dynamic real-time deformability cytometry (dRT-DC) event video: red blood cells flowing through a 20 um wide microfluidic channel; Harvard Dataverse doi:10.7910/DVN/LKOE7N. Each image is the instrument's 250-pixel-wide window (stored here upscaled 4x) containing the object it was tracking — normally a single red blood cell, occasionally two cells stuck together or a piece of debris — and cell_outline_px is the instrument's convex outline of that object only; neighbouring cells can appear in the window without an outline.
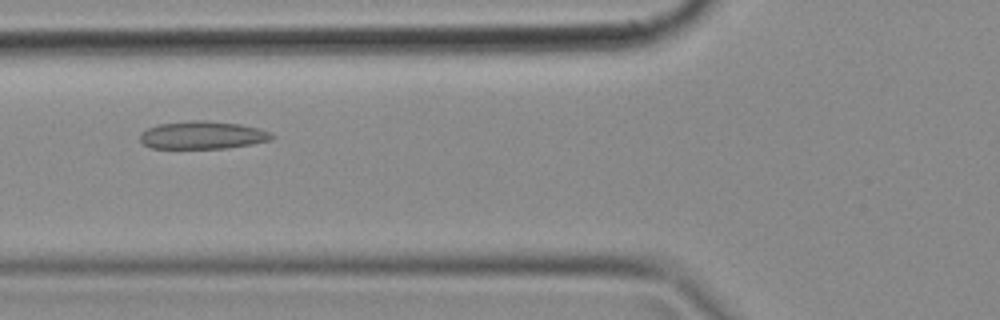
{"species": "common noctule bat (a hibernating species)", "species_latin": "Nyctalus noctula", "temperature_condition": "cold", "stored_images_in_passage": 47, "camera_frame_rate_fps": 3000, "um_per_image_px": 0.085, "animal": {"sex": "female", "body_mass_g": 18.4}, "frame": {"image": 1, "passage_image": 16, "time_ms": 5.0, "image_size_px": [1000, 320], "cell_outline_px": [[276, 136], [272, 140], [252, 144], [224, 148], [152, 148], [144, 144], [140, 140], [140, 132], [148, 128], [160, 124], [192, 120], [204, 120], [240, 124], [260, 128], [272, 132]], "centroid_in_image_um": [17.27, 11.48], "position_along_channel_um": 108.5, "area_um2": 21.44}}
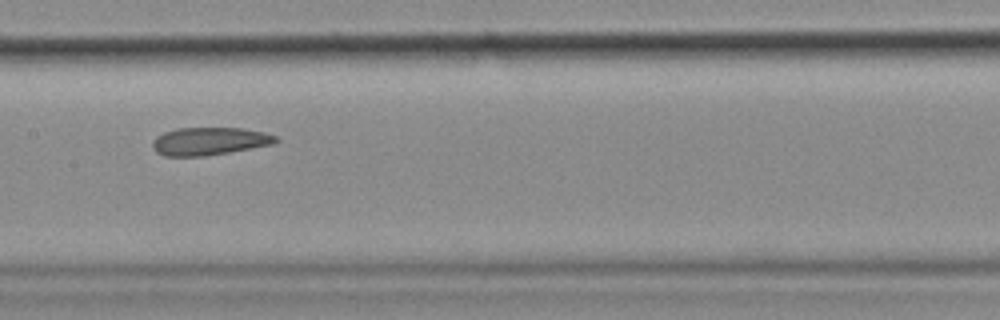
{"frame": {"image": 2, "passage_image": 22, "time_ms": 7.0, "image_size_px": [1000, 320], "cell_outline_px": [[280, 140], [276, 144], [204, 156], [164, 156], [156, 152], [152, 148], [152, 140], [156, 136], [164, 132], [176, 128], [240, 128], [264, 132], [276, 136]], "centroid_in_image_um": [17.79, 12.0], "position_along_channel_um": 189.6, "area_um2": 20.11}}
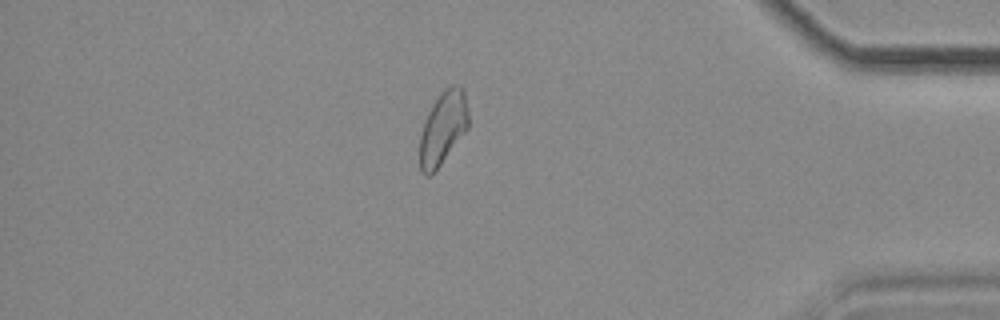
{"frame": {"image": 3, "passage_image": 40, "time_ms": 13.0, "image_size_px": [1000, 320], "cell_outline_px": [[468, 128], [440, 164], [428, 176], [424, 176], [420, 172], [420, 136], [424, 120], [432, 104], [440, 92], [444, 88], [452, 84], [460, 84], [464, 88], [468, 108]], "centroid_in_image_um": [37.66, 10.81], "position_along_channel_um": 397.5, "area_um2": 20.81}}